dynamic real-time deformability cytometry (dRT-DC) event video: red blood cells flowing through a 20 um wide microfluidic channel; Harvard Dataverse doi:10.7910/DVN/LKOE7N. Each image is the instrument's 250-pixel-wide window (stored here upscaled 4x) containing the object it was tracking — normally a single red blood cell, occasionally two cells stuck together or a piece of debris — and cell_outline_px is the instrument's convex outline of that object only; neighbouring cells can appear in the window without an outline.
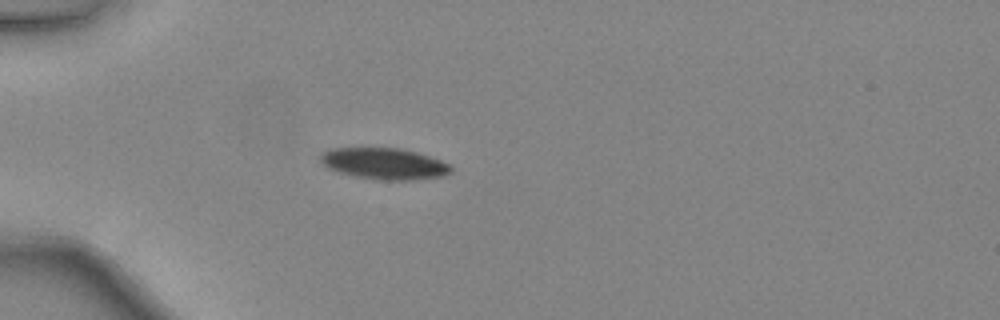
{"species": "common noctule bat (a hibernating species)", "species_latin": "Nyctalus noctula", "temperature_condition": "warm", "stored_images_in_passage": 34, "camera_frame_rate_fps": 3000, "um_per_image_px": 0.085, "animal": {"sex": "female", "body_mass_g": 24.6, "forearm_length_mm": 56.2}, "frame": {"image": 1, "passage_image": 1, "time_ms": 0.0, "image_size_px": [1000, 320], "cell_outline_px": [[452, 172], [444, 176], [412, 180], [384, 180], [356, 176], [340, 172], [328, 168], [320, 160], [320, 156], [324, 152], [332, 148], [400, 148], [416, 152], [452, 164]], "centroid_in_image_um": [32.71, 13.91], "position_along_channel_um": 52.3, "area_um2": 23.7}}
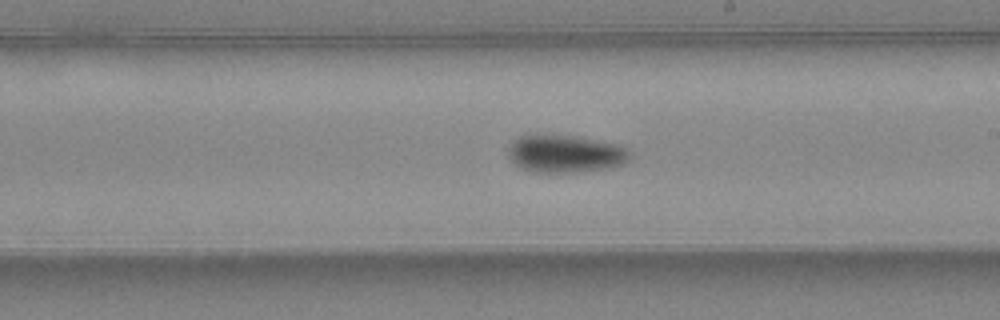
{"frame": {"image": 2, "passage_image": 15, "time_ms": 4.667, "image_size_px": [1000, 320], "cell_outline_px": [[632, 156], [624, 164], [612, 168], [576, 172], [532, 172], [520, 168], [508, 156], [508, 148], [512, 140], [516, 136], [528, 132], [580, 136], [620, 144], [632, 152]], "centroid_in_image_um": [48.04, 13.02], "position_along_channel_um": 241.0, "area_um2": 27.92}}
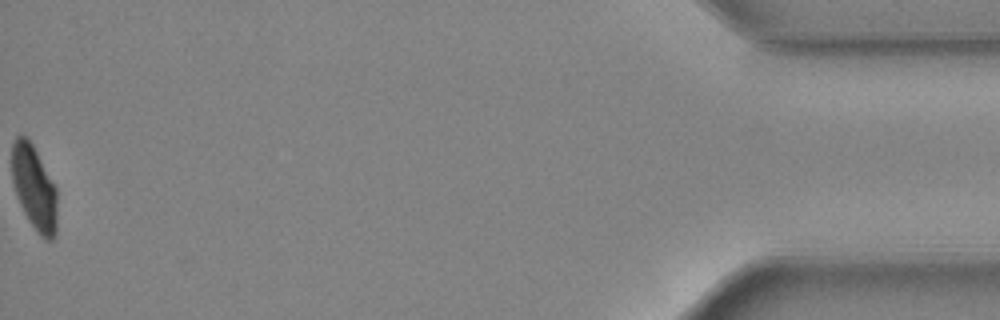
{"frame": {"image": 3, "passage_image": 34, "time_ms": 11.0, "image_size_px": [1000, 320], "cell_outline_px": [[56, 236], [52, 240], [44, 240], [40, 236], [28, 220], [16, 196], [12, 180], [12, 144], [16, 136], [24, 136], [32, 144], [56, 188]], "centroid_in_image_um": [2.9, 16.0], "position_along_channel_um": 432.3, "area_um2": 22.08}, "authors_computed_cell_mechanics": {"area_um2": 25.5187, "velocity_mm_per_s": 4.4399, "shape_relaxation_time_tau1_ms": 2.2473, "shape_relaxation_time_tau2_ms": 8.9808, "deformation_change_tau1": 0.125, "deformation_change_tau2": 0.1088}}